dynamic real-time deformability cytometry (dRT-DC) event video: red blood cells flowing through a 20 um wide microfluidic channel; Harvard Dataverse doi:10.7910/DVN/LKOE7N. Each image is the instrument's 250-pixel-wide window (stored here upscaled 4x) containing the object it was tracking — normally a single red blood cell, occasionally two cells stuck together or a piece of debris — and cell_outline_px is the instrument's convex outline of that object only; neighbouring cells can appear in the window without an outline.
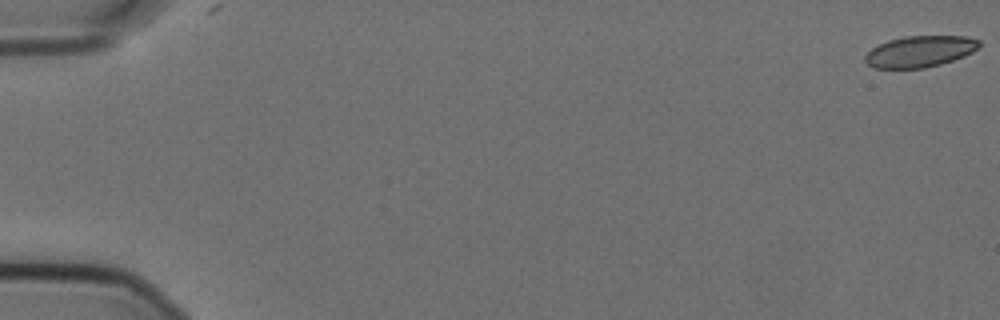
{"species": "Egyptian fruit bat (a non-hibernating species)", "species_latin": "Rousettus aegyptiacus", "temperature_condition": "cold", "stored_images_in_passage": 3, "camera_frame_rate_fps": 3000, "um_per_image_px": 0.085, "animal": {"sex": "female"}, "frame": {"image": 1, "passage_image": 1, "time_ms": 0.0, "image_size_px": [1000, 320], "cell_outline_px": [[980, 44], [972, 52], [964, 56], [940, 64], [924, 68], [872, 68], [864, 60], [864, 56], [872, 48], [888, 40], [904, 36], [968, 36], [980, 40]], "centroid_in_image_um": [78.18, 4.37], "position_along_channel_um": 6.8, "area_um2": 20.75}}